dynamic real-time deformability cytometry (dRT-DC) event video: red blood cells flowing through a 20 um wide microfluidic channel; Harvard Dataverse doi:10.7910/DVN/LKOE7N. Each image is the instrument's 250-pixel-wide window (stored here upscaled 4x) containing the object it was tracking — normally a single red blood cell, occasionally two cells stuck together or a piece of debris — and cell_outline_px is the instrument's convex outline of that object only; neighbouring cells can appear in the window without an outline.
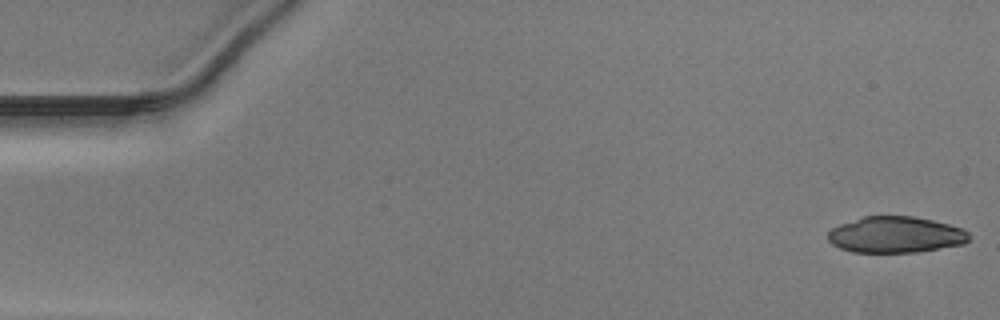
{"species": "Egyptian fruit bat (a non-hibernating species)", "species_latin": "Rousettus aegyptiacus", "temperature_condition": "warm", "stored_images_in_passage": 14, "camera_frame_rate_fps": 3000, "um_per_image_px": 0.085, "animal": {"sex": "male"}, "frame": {"image": 1, "passage_image": 1, "time_ms": 0.0, "image_size_px": [1000, 320], "cell_outline_px": [[968, 240], [964, 244], [916, 252], [852, 252], [840, 248], [832, 244], [828, 240], [828, 232], [832, 228], [840, 224], [864, 216], [912, 216], [932, 220], [964, 228], [968, 232]], "centroid_in_image_um": [76.12, 19.95], "position_along_channel_um": 8.9, "area_um2": 29.71}}
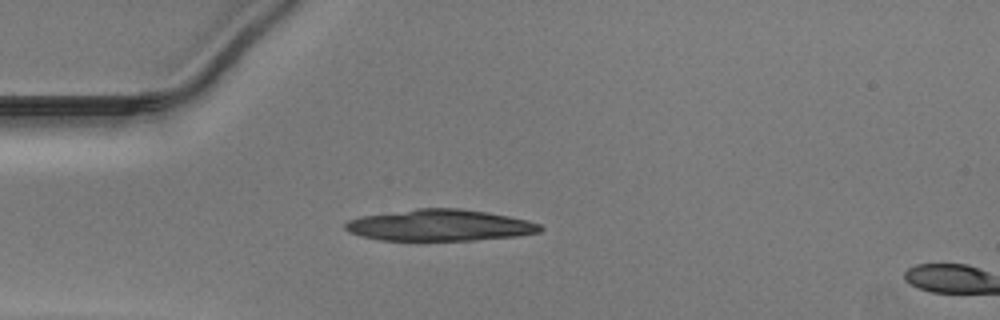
{"frame": {"image": 2, "passage_image": 13, "time_ms": 4.0, "image_size_px": [1000, 320], "cell_outline_px": [[544, 228], [540, 232], [516, 236], [476, 240], [380, 240], [360, 236], [348, 232], [344, 228], [344, 224], [348, 220], [360, 216], [416, 208], [460, 208], [488, 212], [528, 220], [540, 224]], "centroid_in_image_um": [37.36, 19.14], "position_along_channel_um": 47.6, "area_um2": 35.89}}